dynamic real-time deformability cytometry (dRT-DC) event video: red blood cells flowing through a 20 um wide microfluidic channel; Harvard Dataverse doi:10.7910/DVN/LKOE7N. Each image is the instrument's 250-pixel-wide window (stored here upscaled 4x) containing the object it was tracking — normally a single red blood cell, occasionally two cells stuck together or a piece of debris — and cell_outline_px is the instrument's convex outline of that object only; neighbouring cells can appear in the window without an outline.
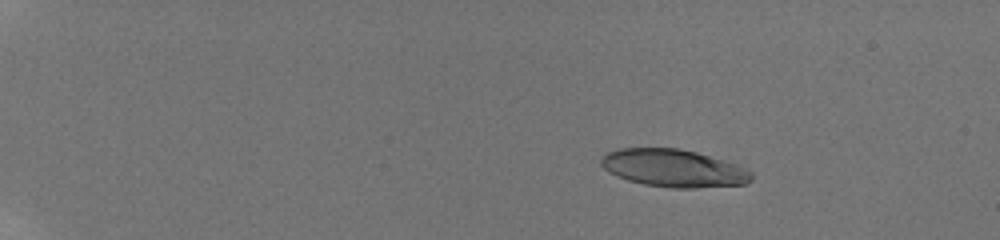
{"species": "human", "species_latin": "Homo sapiens", "temperature_condition": "room temperature", "stored_images_in_passage": 15, "camera_frame_rate_fps": 3000, "um_per_image_px": 0.085, "donor": {"sex": "male"}, "frame": {"image": 1, "passage_image": 4, "time_ms": 3.333, "image_size_px": [1000, 240], "cell_outline_px": [[752, 180], [744, 184], [696, 188], [668, 188], [644, 184], [628, 180], [616, 176], [608, 172], [600, 164], [600, 160], [604, 152], [616, 148], [680, 148], [696, 152], [724, 160], [736, 164], [752, 172]], "centroid_in_image_um": [57.21, 14.29], "position_along_channel_um": 27.8, "area_um2": 33.23}}
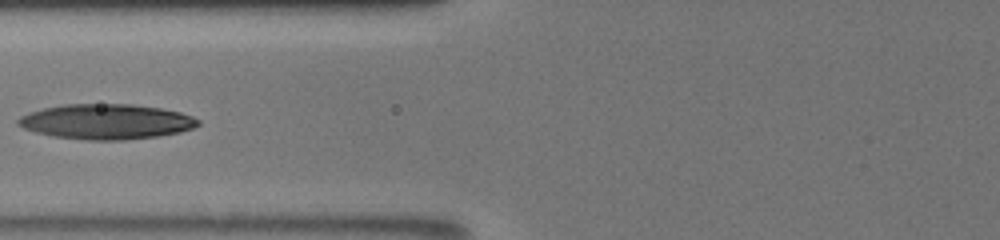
{"frame": {"image": 2, "passage_image": 10, "time_ms": 9.0, "image_size_px": [1000, 240], "cell_outline_px": [[200, 124], [192, 128], [180, 132], [156, 136], [124, 140], [88, 140], [52, 136], [36, 132], [24, 128], [16, 124], [16, 120], [20, 116], [28, 112], [44, 108], [64, 104], [132, 104], [160, 108], [180, 112], [192, 116], [200, 120]], "centroid_in_image_um": [9.01, 10.33], "position_along_channel_um": 116.8, "area_um2": 36.88}}
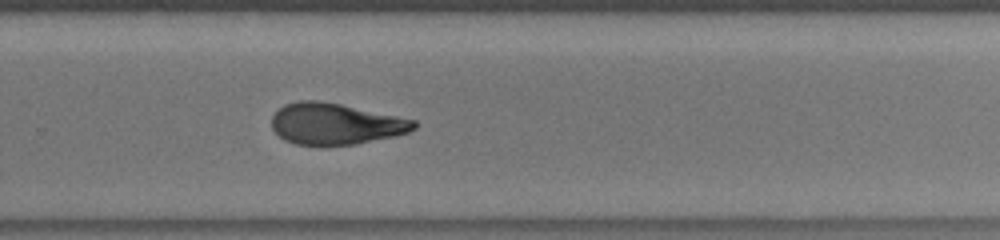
{"frame": {"image": 3, "passage_image": 15, "time_ms": 13.667, "image_size_px": [1000, 240], "cell_outline_px": [[416, 128], [408, 132], [396, 136], [356, 144], [324, 148], [320, 148], [296, 144], [284, 140], [272, 128], [272, 116], [284, 104], [300, 100], [320, 100], [340, 104], [416, 120]], "centroid_in_image_um": [28.49, 10.56], "position_along_channel_um": 301.3, "area_um2": 34.85}}